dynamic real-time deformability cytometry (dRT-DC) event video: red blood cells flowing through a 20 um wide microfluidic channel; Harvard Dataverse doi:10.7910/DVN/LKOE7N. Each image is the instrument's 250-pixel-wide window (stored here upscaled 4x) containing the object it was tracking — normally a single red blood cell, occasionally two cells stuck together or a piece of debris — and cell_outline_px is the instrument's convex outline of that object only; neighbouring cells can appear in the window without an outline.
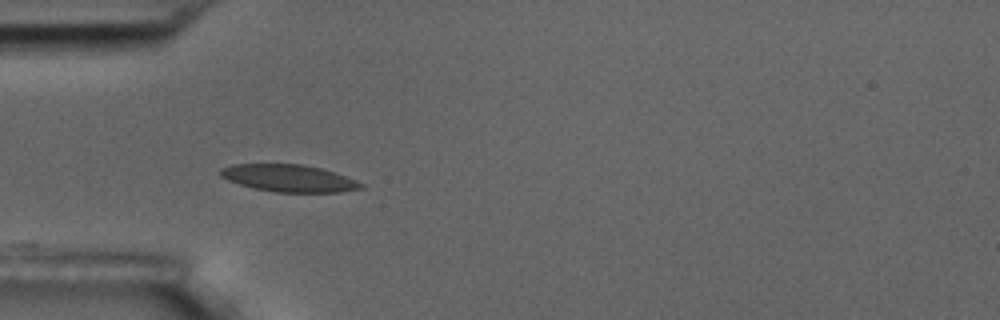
{"species": "common noctule bat (a hibernating species)", "species_latin": "Nyctalus noctula", "temperature_condition": "room temperature", "stored_images_in_passage": 4, "camera_frame_rate_fps": 3000, "um_per_image_px": 0.085, "animal": {"sex": "male", "body_mass_g": 17.5, "forearm_length_mm": 52.3}, "frame": {"image": 1, "passage_image": 1, "time_ms": 0.0, "image_size_px": [1000, 320], "cell_outline_px": [[364, 188], [340, 192], [276, 192], [252, 188], [228, 180], [220, 176], [220, 168], [232, 164], [300, 164], [320, 168], [356, 180], [364, 184]], "centroid_in_image_um": [24.53, 15.15], "position_along_channel_um": 60.5, "area_um2": 22.14}}